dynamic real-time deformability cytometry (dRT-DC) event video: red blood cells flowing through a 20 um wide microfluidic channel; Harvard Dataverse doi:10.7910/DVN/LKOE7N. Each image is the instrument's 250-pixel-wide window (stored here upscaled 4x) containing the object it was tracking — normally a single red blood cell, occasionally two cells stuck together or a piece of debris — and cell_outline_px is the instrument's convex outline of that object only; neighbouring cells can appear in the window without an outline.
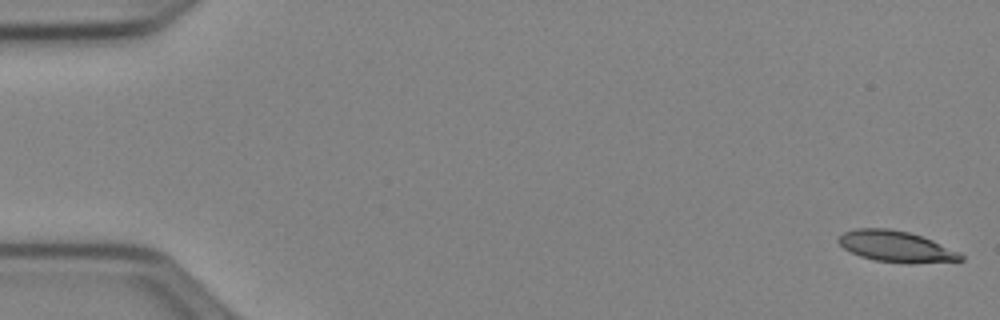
{"species": "Egyptian fruit bat (a non-hibernating species)", "species_latin": "Rousettus aegyptiacus", "temperature_condition": "cold", "stored_images_in_passage": 53, "camera_frame_rate_fps": 3000, "um_per_image_px": 0.085, "animal": {"sex": "female"}, "frame": {"image": 1, "passage_image": 1, "time_ms": 0.0, "image_size_px": [1000, 320], "cell_outline_px": [[964, 260], [912, 264], [876, 260], [860, 256], [844, 248], [836, 240], [844, 232], [856, 228], [888, 228], [908, 232], [932, 240], [960, 252], [964, 256]], "centroid_in_image_um": [76.18, 20.95], "position_along_channel_um": 8.8, "area_um2": 22.08}}
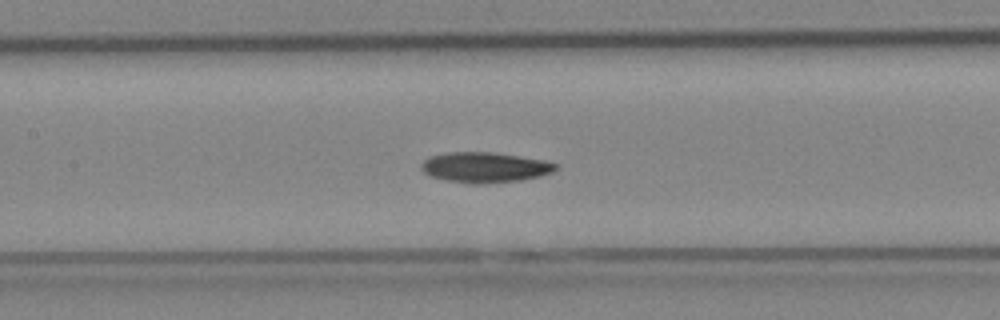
{"frame": {"image": 2, "passage_image": 25, "time_ms": 8.0, "image_size_px": [1000, 320], "cell_outline_px": [[556, 168], [552, 172], [540, 176], [520, 180], [480, 184], [468, 184], [448, 180], [432, 176], [424, 172], [420, 168], [420, 164], [428, 156], [448, 152], [492, 152], [520, 156], [544, 160], [556, 164]], "centroid_in_image_um": [41.17, 14.22], "position_along_channel_um": 166.2, "area_um2": 23.7}}
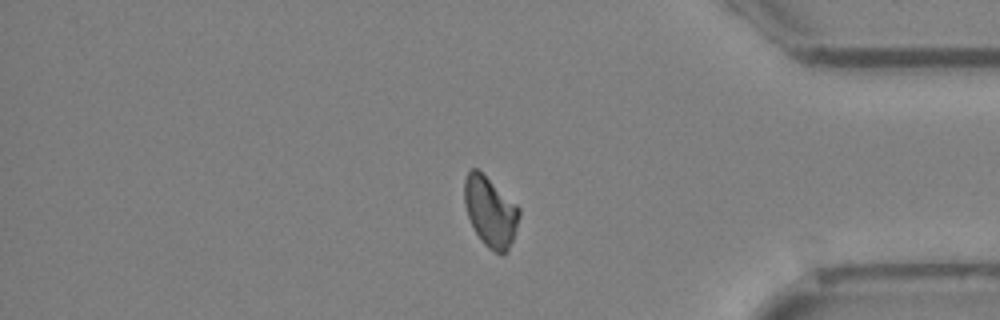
{"frame": {"image": 3, "passage_image": 44, "time_ms": 14.333, "image_size_px": [1000, 320], "cell_outline_px": [[520, 216], [512, 240], [508, 248], [500, 256], [488, 248], [480, 240], [468, 216], [464, 200], [464, 180], [468, 172], [472, 168], [476, 168], [516, 204], [520, 208]], "centroid_in_image_um": [41.67, 18.01], "position_along_channel_um": 393.5, "area_um2": 21.96}}